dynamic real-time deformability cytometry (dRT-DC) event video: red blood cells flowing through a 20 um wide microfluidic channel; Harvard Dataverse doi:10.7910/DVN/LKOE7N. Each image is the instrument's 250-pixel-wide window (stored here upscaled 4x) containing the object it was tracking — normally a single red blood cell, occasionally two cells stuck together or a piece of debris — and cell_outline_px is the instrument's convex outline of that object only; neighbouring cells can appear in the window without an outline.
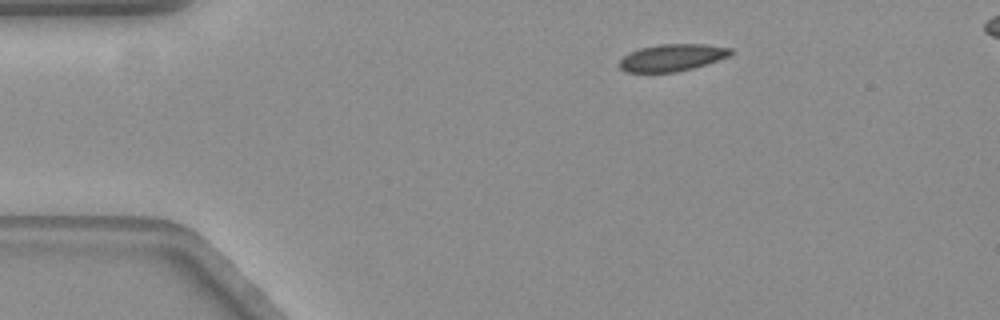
{"species": "common noctule bat (a hibernating species)", "species_latin": "Nyctalus noctula", "temperature_condition": "warm", "stored_images_in_passage": 49, "camera_frame_rate_fps": 3000, "um_per_image_px": 0.085, "animal": {"sex": "female", "body_mass_g": 19.3, "forearm_length_mm": 54.1}, "frame": {"image": 1, "passage_image": 1, "time_ms": 0.0, "image_size_px": [1000, 320], "cell_outline_px": [[732, 52], [728, 56], [692, 68], [676, 72], [628, 72], [620, 68], [620, 60], [624, 56], [640, 48], [660, 44], [704, 44], [732, 48]], "centroid_in_image_um": [57.12, 4.89], "position_along_channel_um": 27.9, "area_um2": 17.17}}
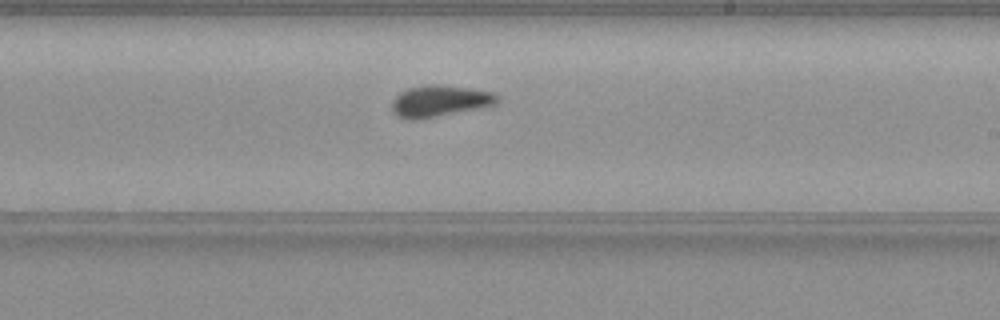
{"frame": {"image": 2, "passage_image": 25, "time_ms": 8.0, "image_size_px": [1000, 320], "cell_outline_px": [[500, 96], [496, 104], [480, 108], [420, 120], [404, 120], [396, 116], [392, 112], [392, 100], [400, 92], [408, 88], [432, 84], [436, 84], [468, 88], [492, 92]], "centroid_in_image_um": [37.34, 8.61], "position_along_channel_um": 251.7, "area_um2": 19.54}}
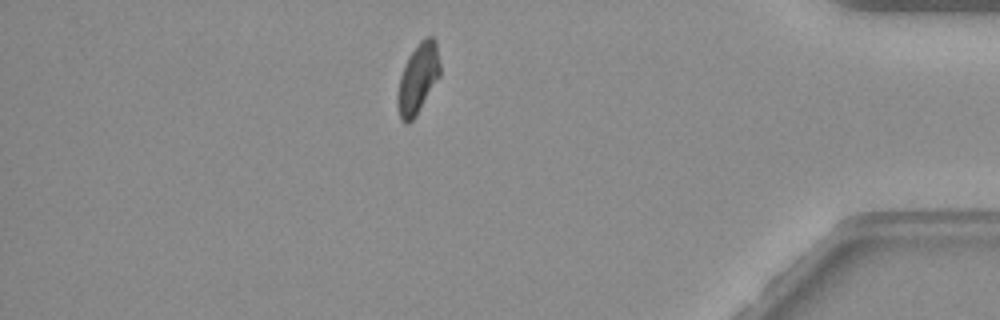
{"frame": {"image": 3, "passage_image": 41, "time_ms": 13.333, "image_size_px": [1000, 320], "cell_outline_px": [[440, 76], [412, 120], [408, 124], [404, 124], [400, 120], [396, 104], [396, 96], [400, 76], [404, 64], [408, 56], [420, 40], [424, 36], [432, 36], [436, 40], [440, 64]], "centroid_in_image_um": [35.5, 6.66], "position_along_channel_um": 399.7, "area_um2": 17.51}}